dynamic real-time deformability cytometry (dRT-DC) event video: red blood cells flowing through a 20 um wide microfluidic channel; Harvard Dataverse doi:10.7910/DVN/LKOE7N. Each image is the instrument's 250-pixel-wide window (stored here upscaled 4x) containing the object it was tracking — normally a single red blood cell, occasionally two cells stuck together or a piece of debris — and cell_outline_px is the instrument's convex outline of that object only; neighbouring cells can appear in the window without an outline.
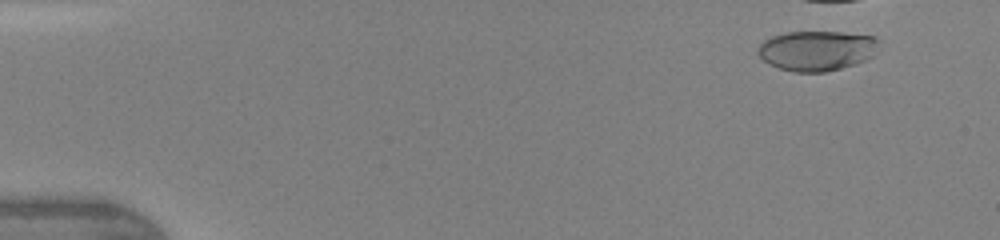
{"species": "human", "species_latin": "Homo sapiens", "temperature_condition": "warm", "stored_images_in_passage": 9, "camera_frame_rate_fps": 3000, "um_per_image_px": 0.085, "donor": {"sex": "female"}, "frame": {"image": 1, "passage_image": 4, "time_ms": 1.0, "image_size_px": [1000, 240], "cell_outline_px": [[880, 40], [872, 56], [856, 64], [824, 72], [792, 72], [780, 68], [764, 60], [756, 52], [760, 44], [764, 40], [772, 36], [788, 32], [840, 32], [876, 36]], "centroid_in_image_um": [69.44, 4.29], "position_along_channel_um": 15.6, "area_um2": 28.09}}